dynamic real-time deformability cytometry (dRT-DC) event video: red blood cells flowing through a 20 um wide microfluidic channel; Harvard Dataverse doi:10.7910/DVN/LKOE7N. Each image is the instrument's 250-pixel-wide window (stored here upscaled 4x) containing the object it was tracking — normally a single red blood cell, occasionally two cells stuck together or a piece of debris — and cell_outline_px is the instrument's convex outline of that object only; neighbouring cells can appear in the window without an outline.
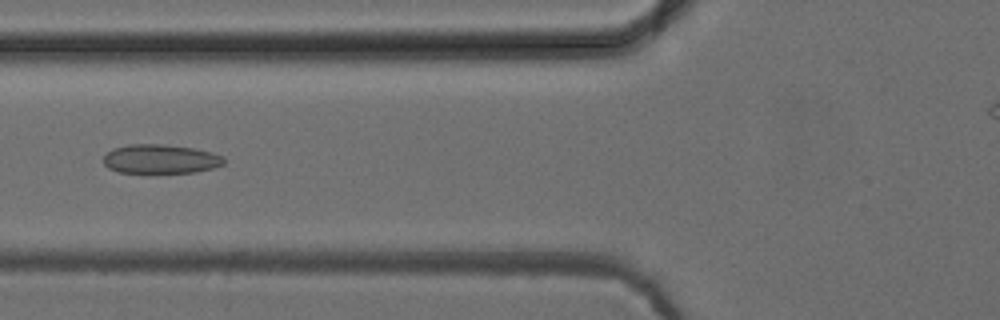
{"species": "common noctule bat (a hibernating species)", "species_latin": "Nyctalus noctula", "temperature_condition": "cold", "stored_images_in_passage": 48, "camera_frame_rate_fps": 3000, "um_per_image_px": 0.085, "animal": {"sex": "female", "body_mass_g": 24.6, "forearm_length_mm": 56.2}, "frame": {"image": 1, "passage_image": 20, "time_ms": 6.333, "image_size_px": [1000, 320], "cell_outline_px": [[224, 164], [212, 168], [196, 172], [120, 172], [108, 168], [104, 164], [104, 156], [112, 148], [128, 144], [164, 144], [192, 148], [212, 152], [224, 156]], "centroid_in_image_um": [13.64, 13.5], "position_along_channel_um": 112.2, "area_um2": 20.35}}
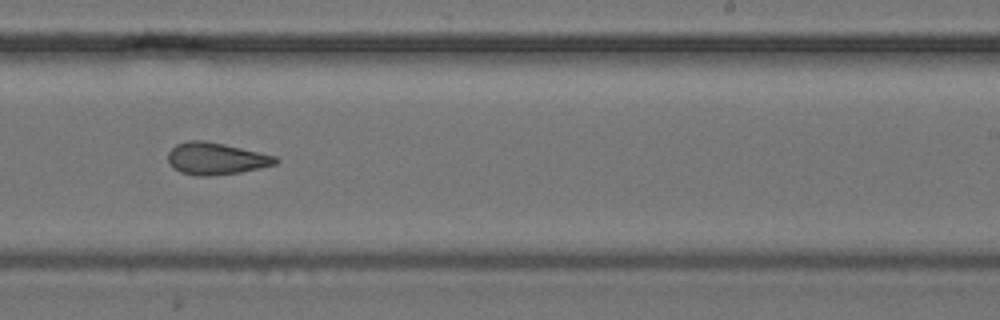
{"frame": {"image": 2, "passage_image": 32, "time_ms": 10.333, "image_size_px": [1000, 320], "cell_outline_px": [[280, 160], [276, 164], [260, 168], [240, 172], [208, 176], [196, 176], [180, 172], [172, 168], [168, 160], [168, 152], [176, 144], [188, 140], [204, 140], [224, 144], [276, 156]], "centroid_in_image_um": [18.34, 13.48], "position_along_channel_um": 270.7, "area_um2": 20.11}}
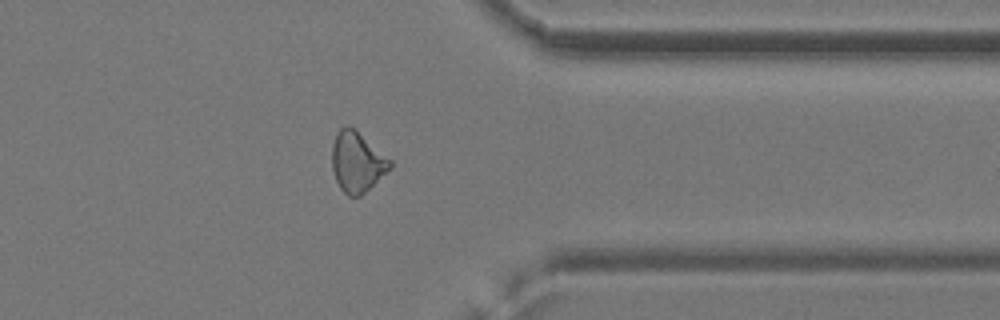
{"frame": {"image": 3, "passage_image": 41, "time_ms": 13.333, "image_size_px": [1000, 320], "cell_outline_px": [[392, 168], [360, 196], [348, 196], [340, 188], [336, 180], [332, 168], [332, 144], [336, 132], [344, 124], [348, 124], [356, 128], [392, 160]], "centroid_in_image_um": [30.36, 13.71], "position_along_channel_um": 381.0, "area_um2": 20.81}, "authors_computed_cell_mechanics": {"area_um2": 20.7213, "velocity_mm_per_s": 3.9543, "shape_relaxation_time_tau1_ms": null, "shape_relaxation_time_tau2_ms": 2.5211, "deformation_change_tau1": null, "deformation_change_tau2": 0.0931}}